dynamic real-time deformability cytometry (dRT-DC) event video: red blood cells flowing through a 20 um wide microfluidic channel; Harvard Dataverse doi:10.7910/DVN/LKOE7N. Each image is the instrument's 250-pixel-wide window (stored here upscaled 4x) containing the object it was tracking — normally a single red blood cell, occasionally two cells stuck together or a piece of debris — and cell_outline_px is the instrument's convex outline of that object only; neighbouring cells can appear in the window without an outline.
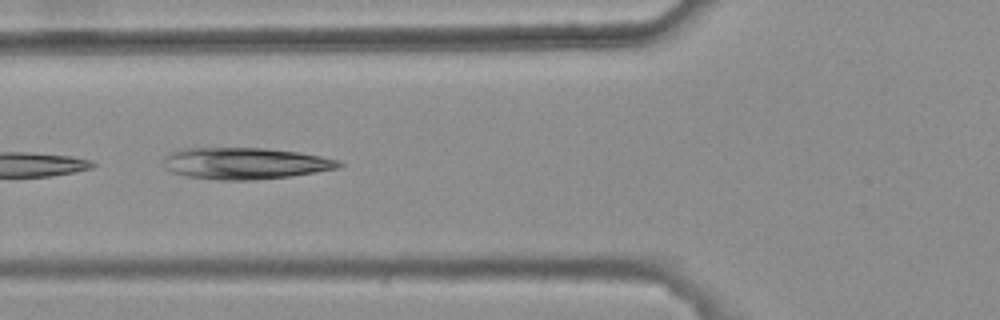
{"species": "common noctule bat (a hibernating species)", "species_latin": "Nyctalus noctula", "temperature_condition": "warm", "stored_images_in_passage": 6, "camera_frame_rate_fps": 3000, "um_per_image_px": 0.085, "animal": {"sex": "female", "body_mass_g": 25.1}, "frame": {"image": 1, "passage_image": 6, "time_ms": 1.667, "image_size_px": [1000, 320], "cell_outline_px": [[344, 164], [340, 168], [292, 176], [252, 180], [220, 180], [188, 176], [172, 172], [164, 168], [160, 164], [164, 156], [180, 148], [264, 148], [300, 152], [340, 160]], "centroid_in_image_um": [20.82, 13.88], "position_along_channel_um": 105.0, "area_um2": 32.6}}